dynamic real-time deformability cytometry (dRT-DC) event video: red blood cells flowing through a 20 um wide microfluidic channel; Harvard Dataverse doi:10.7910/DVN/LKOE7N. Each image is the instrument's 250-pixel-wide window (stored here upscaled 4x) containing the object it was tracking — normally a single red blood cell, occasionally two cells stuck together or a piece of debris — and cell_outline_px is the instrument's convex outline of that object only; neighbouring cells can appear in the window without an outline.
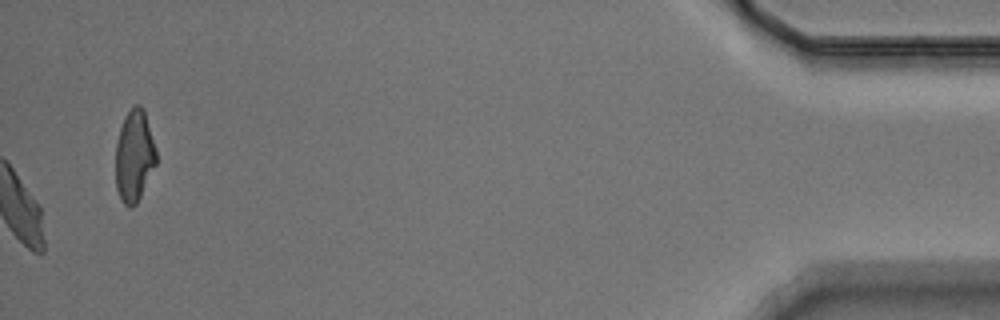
{"species": "Egyptian fruit bat (a non-hibernating species)", "species_latin": "Rousettus aegyptiacus", "temperature_condition": "warm", "stored_images_in_passage": 55, "camera_frame_rate_fps": 3000, "um_per_image_px": 0.085, "animal": {"sex": "male"}, "frame": {"image": 1, "passage_image": 55, "time_ms": 18.0, "image_size_px": [1000, 320], "cell_outline_px": [[156, 164], [136, 204], [132, 208], [128, 208], [124, 204], [116, 188], [116, 144], [120, 128], [124, 116], [136, 104], [140, 104], [144, 108], [156, 148]], "centroid_in_image_um": [11.42, 13.24], "position_along_channel_um": 423.8, "area_um2": 21.68}, "authors_computed_cell_mechanics": {"area_um2": 22.0218, "velocity_mm_per_s": 3.7098, "shape_relaxation_time_tau1_ms": 3.7894, "shape_relaxation_time_tau2_ms": 3.5815, "deformation_change_tau1": 0.1168, "deformation_change_tau2": 0.0935}}